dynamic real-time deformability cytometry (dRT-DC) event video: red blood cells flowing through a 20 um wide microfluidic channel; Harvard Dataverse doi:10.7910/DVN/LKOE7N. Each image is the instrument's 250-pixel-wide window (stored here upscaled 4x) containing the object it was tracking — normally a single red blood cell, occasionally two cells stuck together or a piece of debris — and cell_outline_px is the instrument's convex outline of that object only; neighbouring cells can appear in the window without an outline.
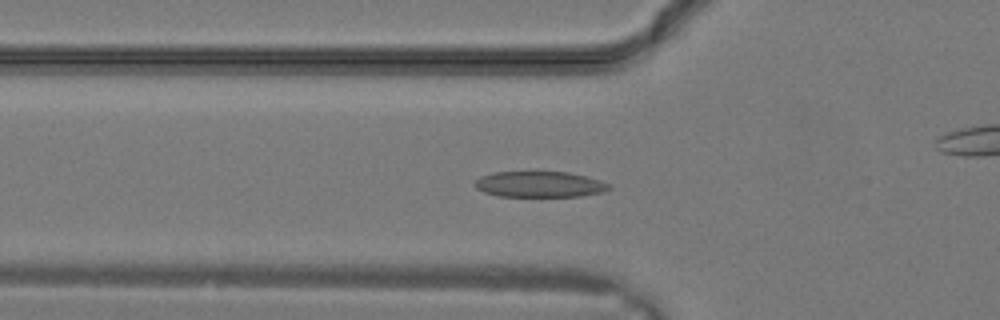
{"species": "common noctule bat (a hibernating species)", "species_latin": "Nyctalus noctula", "temperature_condition": "warm", "stored_images_in_passage": 25, "camera_frame_rate_fps": 3000, "um_per_image_px": 0.085, "animal": {"sex": "male", "body_mass_g": 19.2, "forearm_length_mm": 51.8}, "frame": {"image": 1, "passage_image": 7, "time_ms": 2.0, "image_size_px": [1000, 320], "cell_outline_px": [[612, 188], [604, 192], [580, 196], [496, 196], [484, 192], [476, 188], [476, 180], [480, 176], [492, 172], [568, 172], [600, 180], [608, 184]], "centroid_in_image_um": [45.86, 15.67], "position_along_channel_um": 79.9, "area_um2": 20.11}}
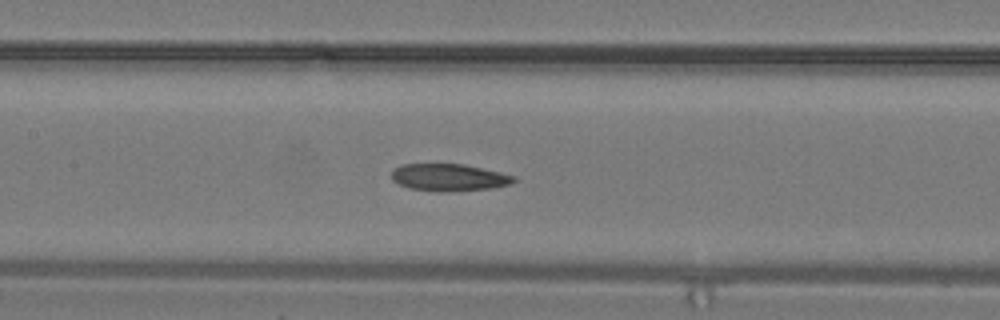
{"frame": {"image": 2, "passage_image": 11, "time_ms": 3.333, "image_size_px": [1000, 320], "cell_outline_px": [[516, 180], [512, 184], [492, 188], [440, 192], [408, 188], [392, 180], [392, 172], [400, 164], [464, 164], [500, 172], [516, 176]], "centroid_in_image_um": [38.18, 15.08], "position_along_channel_um": 169.2, "area_um2": 19.36}}
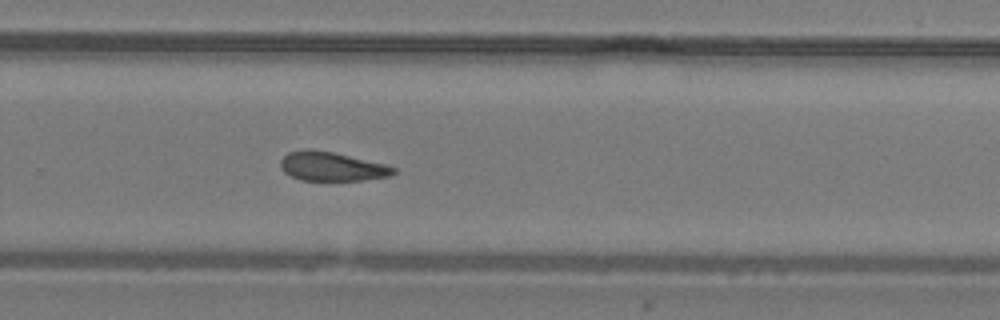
{"frame": {"image": 3, "passage_image": 17, "time_ms": 5.333, "image_size_px": [1000, 320], "cell_outline_px": [[396, 172], [392, 176], [364, 180], [300, 180], [284, 172], [280, 164], [280, 160], [288, 152], [304, 148], [308, 148], [332, 152], [384, 164], [396, 168]], "centroid_in_image_um": [28.19, 14.15], "position_along_channel_um": 301.6, "area_um2": 19.07}}